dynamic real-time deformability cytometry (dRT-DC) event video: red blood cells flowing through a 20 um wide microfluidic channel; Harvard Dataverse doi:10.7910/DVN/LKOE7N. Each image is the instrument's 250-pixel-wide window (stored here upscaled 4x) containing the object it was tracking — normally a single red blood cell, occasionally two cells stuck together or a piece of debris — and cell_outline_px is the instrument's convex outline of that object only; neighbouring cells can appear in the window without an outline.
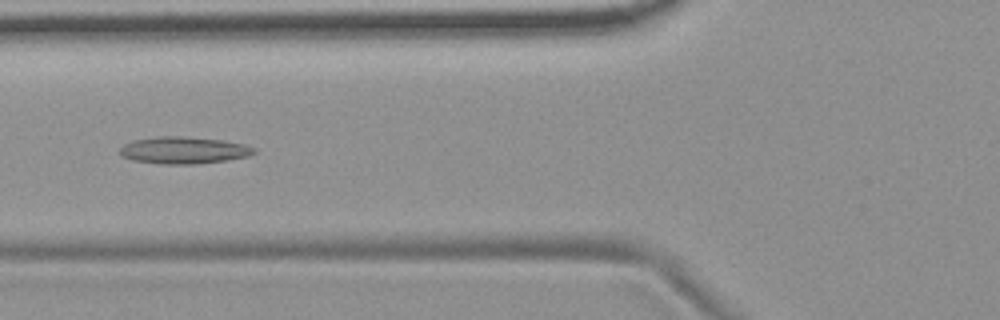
{"species": "common noctule bat (a hibernating species)", "species_latin": "Nyctalus noctula", "temperature_condition": "room temperature", "stored_images_in_passage": 46, "camera_frame_rate_fps": 3000, "um_per_image_px": 0.085, "animal": {"sex": "female", "body_mass_g": 19.9}, "frame": {"image": 1, "passage_image": 20, "time_ms": 6.333, "image_size_px": [1000, 320], "cell_outline_px": [[256, 152], [248, 156], [224, 160], [196, 164], [160, 164], [132, 160], [120, 156], [120, 148], [124, 144], [132, 140], [156, 136], [180, 136], [224, 140], [244, 144], [256, 148]], "centroid_in_image_um": [15.58, 12.76], "position_along_channel_um": 110.2, "area_um2": 21.21}}
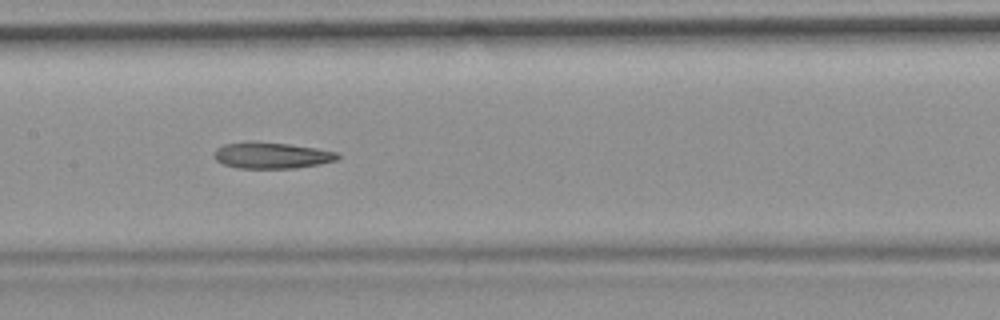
{"frame": {"image": 2, "passage_image": 26, "time_ms": 8.333, "image_size_px": [1000, 320], "cell_outline_px": [[340, 156], [336, 160], [320, 164], [296, 168], [240, 168], [224, 164], [216, 160], [212, 156], [216, 148], [224, 144], [288, 144], [316, 148], [340, 152]], "centroid_in_image_um": [23.15, 13.25], "position_along_channel_um": 184.2, "area_um2": 18.21}}
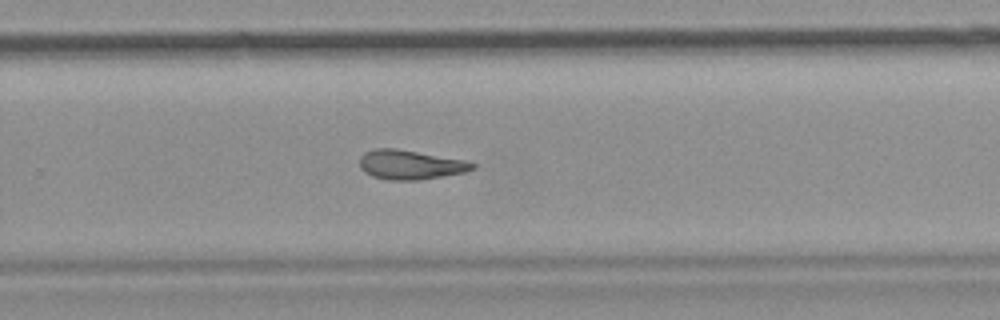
{"frame": {"image": 3, "passage_image": 35, "time_ms": 11.333, "image_size_px": [1000, 320], "cell_outline_px": [[476, 168], [464, 172], [420, 180], [388, 180], [372, 176], [364, 172], [360, 168], [360, 156], [364, 152], [376, 148], [396, 148], [464, 160], [476, 164]], "centroid_in_image_um": [34.84, 14.0], "position_along_channel_um": 295.0, "area_um2": 19.31}, "authors_computed_cell_mechanics": {"area_um2": 19.8254, "velocity_mm_per_s": 3.7065, "shape_relaxation_time_tau1_ms": null, "shape_relaxation_time_tau2_ms": 10.6635, "deformation_change_tau1": null, "deformation_change_tau2": 0.255}}